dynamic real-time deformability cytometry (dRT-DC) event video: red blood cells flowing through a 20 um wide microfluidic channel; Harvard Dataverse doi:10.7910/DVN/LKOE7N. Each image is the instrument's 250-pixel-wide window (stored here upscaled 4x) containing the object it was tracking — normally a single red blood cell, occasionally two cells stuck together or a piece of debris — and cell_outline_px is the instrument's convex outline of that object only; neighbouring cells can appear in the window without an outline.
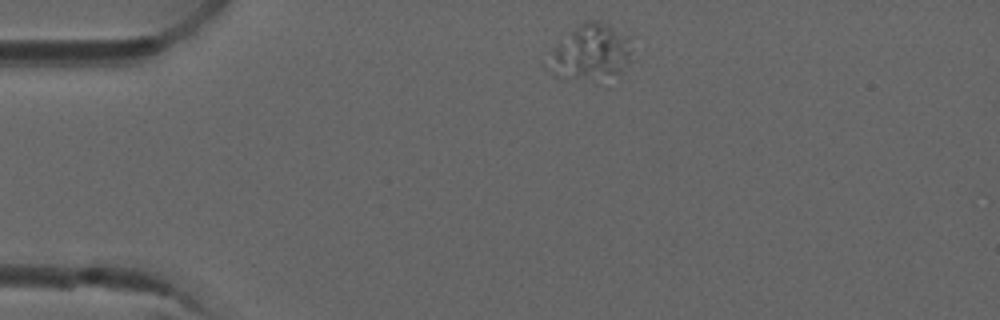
{"species": "common noctule bat (a hibernating species)", "species_latin": "Nyctalus noctula", "temperature_condition": "room temperature", "stored_images_in_passage": 3, "camera_frame_rate_fps": 3000, "um_per_image_px": 0.085, "animal": {"sex": "male", "forearm_length_mm": 52.5}, "frame": {"image": 1, "passage_image": 1, "time_ms": 0.0, "image_size_px": [1000, 320], "cell_outline_px": [[632, 60], [620, 72], [596, 84], [564, 80], [556, 76], [544, 64], [552, 52], [584, 20], [596, 20], [608, 24], [628, 36]], "centroid_in_image_um": [50.21, 4.56], "position_along_channel_um": 34.8, "area_um2": 27.74}}